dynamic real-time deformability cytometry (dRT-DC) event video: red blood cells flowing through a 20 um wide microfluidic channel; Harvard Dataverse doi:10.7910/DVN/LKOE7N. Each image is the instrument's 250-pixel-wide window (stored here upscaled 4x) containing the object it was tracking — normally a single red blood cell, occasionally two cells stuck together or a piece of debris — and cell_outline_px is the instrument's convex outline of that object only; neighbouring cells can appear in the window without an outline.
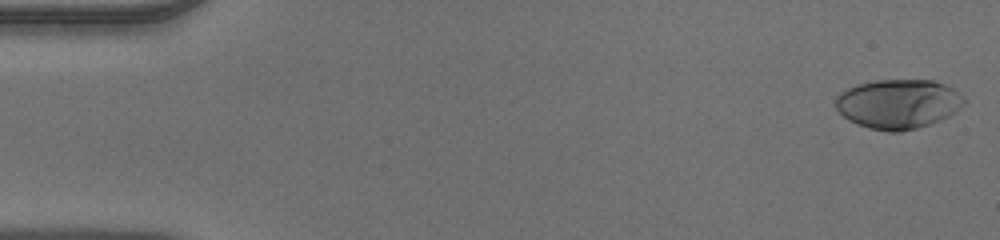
{"species": "human", "species_latin": "Homo sapiens", "temperature_condition": "warm", "stored_images_in_passage": 49, "camera_frame_rate_fps": 3000, "um_per_image_px": 0.085, "donor": {"sex": "male"}, "frame": {"image": 1, "passage_image": 1, "time_ms": 0.0, "image_size_px": [1000, 240], "cell_outline_px": [[964, 104], [960, 108], [948, 116], [940, 120], [916, 128], [900, 132], [888, 132], [868, 128], [856, 124], [848, 120], [836, 108], [836, 96], [840, 92], [856, 84], [876, 80], [932, 80], [944, 84], [952, 88], [964, 96]], "centroid_in_image_um": [76.33, 8.83], "position_along_channel_um": 8.7, "area_um2": 37.05}}
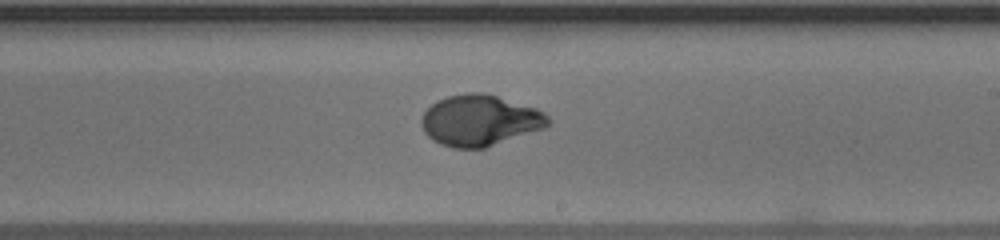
{"frame": {"image": 2, "passage_image": 29, "time_ms": 9.333, "image_size_px": [1000, 240], "cell_outline_px": [[552, 124], [544, 128], [484, 148], [452, 148], [440, 144], [432, 140], [424, 132], [420, 124], [420, 120], [424, 112], [436, 100], [448, 96], [468, 92], [484, 92], [536, 108], [544, 112], [552, 120]], "centroid_in_image_um": [40.78, 10.23], "position_along_channel_um": 248.2, "area_um2": 37.86}}
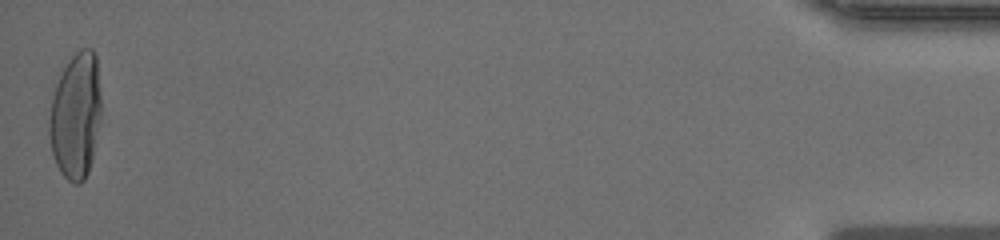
{"frame": {"image": 3, "passage_image": 49, "time_ms": 16.0, "image_size_px": [1000, 240], "cell_outline_px": [[100, 120], [92, 156], [88, 172], [84, 180], [80, 184], [72, 184], [60, 172], [56, 164], [52, 152], [48, 136], [48, 116], [52, 96], [56, 84], [68, 60], [76, 52], [84, 48], [92, 48], [96, 56], [100, 92]], "centroid_in_image_um": [6.41, 9.85], "position_along_channel_um": 428.8, "area_um2": 38.26}}